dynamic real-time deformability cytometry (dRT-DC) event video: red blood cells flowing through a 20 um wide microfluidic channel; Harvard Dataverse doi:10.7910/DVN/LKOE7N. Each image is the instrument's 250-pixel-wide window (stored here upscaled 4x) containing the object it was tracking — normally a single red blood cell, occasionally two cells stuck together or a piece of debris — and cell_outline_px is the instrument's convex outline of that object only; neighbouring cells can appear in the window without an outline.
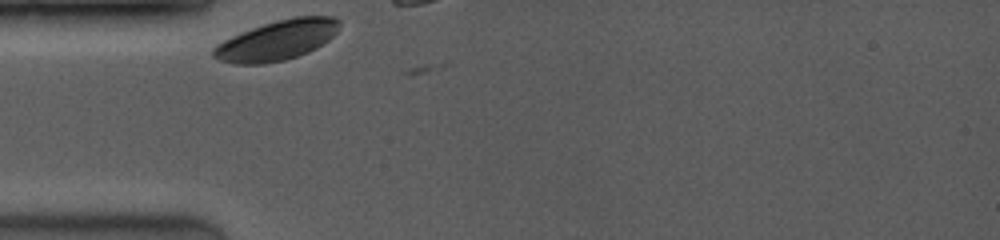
{"species": "common noctule bat (a hibernating species)", "species_latin": "Nyctalus noctula", "temperature_condition": "room temperature", "stored_images_in_passage": 6, "camera_frame_rate_fps": 3500, "um_per_image_px": 0.085, "animal": {"sex": "female", "body_mass_g": 19.0, "forearm_length_mm": 53.3}, "frame": {"image": 1, "passage_image": 5, "time_ms": 1.143, "image_size_px": [1000, 240], "cell_outline_px": [[340, 24], [336, 32], [328, 40], [316, 48], [308, 52], [284, 60], [260, 64], [232, 64], [220, 60], [212, 56], [212, 48], [216, 44], [240, 32], [276, 20], [292, 16], [332, 16], [340, 20]], "centroid_in_image_um": [23.53, 3.42], "position_along_channel_um": 61.5, "area_um2": 29.3}}